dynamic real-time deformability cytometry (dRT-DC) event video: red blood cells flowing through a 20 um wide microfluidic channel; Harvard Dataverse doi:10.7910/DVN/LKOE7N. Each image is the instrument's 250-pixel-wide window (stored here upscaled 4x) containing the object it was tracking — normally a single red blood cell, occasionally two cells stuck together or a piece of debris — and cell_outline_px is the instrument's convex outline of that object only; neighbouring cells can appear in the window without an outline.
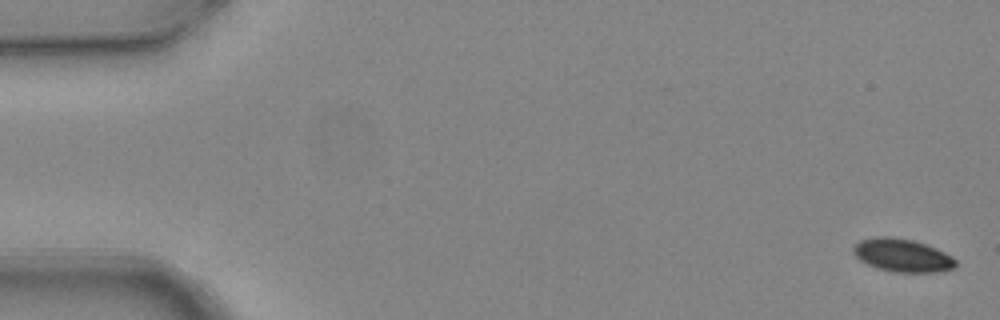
{"species": "common noctule bat (a hibernating species)", "species_latin": "Nyctalus noctula", "temperature_condition": "warm", "stored_images_in_passage": 6, "camera_frame_rate_fps": 3000, "um_per_image_px": 0.085, "animal": {"sex": "female", "body_mass_g": 24.6, "forearm_length_mm": 56.2}, "frame": {"image": 1, "passage_image": 1, "time_ms": 0.0, "image_size_px": [1000, 320], "cell_outline_px": [[956, 268], [936, 272], [896, 272], [876, 268], [860, 260], [852, 252], [852, 248], [860, 240], [876, 236], [892, 236], [912, 240], [936, 248], [952, 256], [956, 260]], "centroid_in_image_um": [76.69, 21.7], "position_along_channel_um": 8.3, "area_um2": 19.77}}
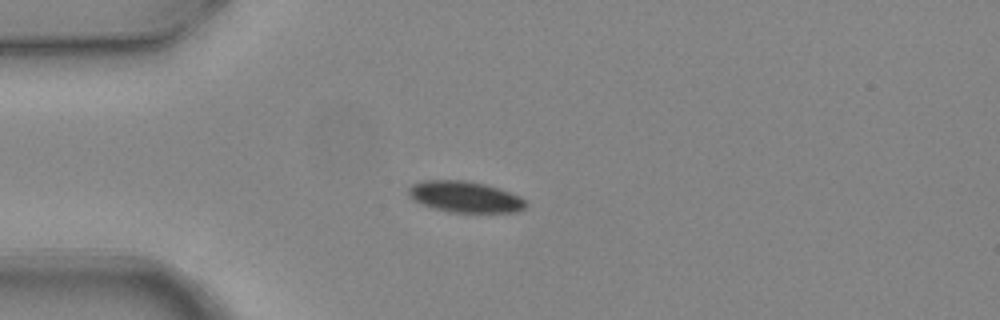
{"frame": {"image": 2, "passage_image": 4, "time_ms": 1.0, "image_size_px": [1000, 320], "cell_outline_px": [[528, 204], [520, 212], [448, 212], [432, 208], [408, 196], [408, 188], [412, 184], [424, 180], [464, 180], [484, 184], [520, 196]], "centroid_in_image_um": [39.52, 16.73], "position_along_channel_um": 45.5, "area_um2": 21.15}}
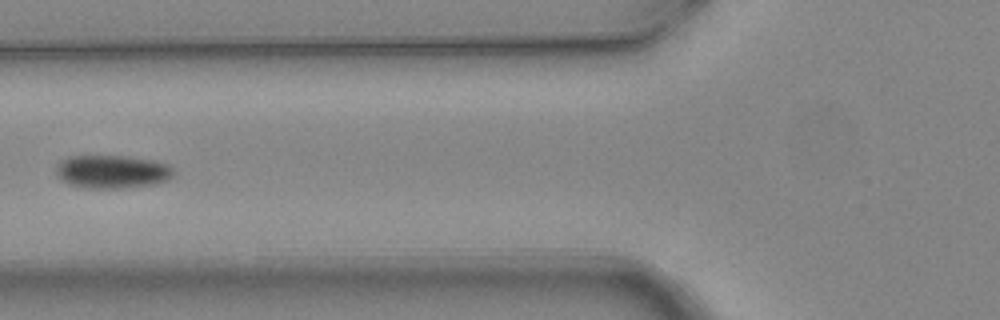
{"frame": {"image": 3, "passage_image": 6, "time_ms": 1.667, "image_size_px": [1000, 320], "cell_outline_px": [[172, 176], [168, 180], [156, 184], [124, 188], [88, 188], [68, 184], [60, 180], [56, 176], [56, 164], [60, 160], [68, 156], [128, 156], [156, 160], [168, 164], [172, 168]], "centroid_in_image_um": [9.51, 14.59], "position_along_channel_um": 116.3, "area_um2": 23.12}}